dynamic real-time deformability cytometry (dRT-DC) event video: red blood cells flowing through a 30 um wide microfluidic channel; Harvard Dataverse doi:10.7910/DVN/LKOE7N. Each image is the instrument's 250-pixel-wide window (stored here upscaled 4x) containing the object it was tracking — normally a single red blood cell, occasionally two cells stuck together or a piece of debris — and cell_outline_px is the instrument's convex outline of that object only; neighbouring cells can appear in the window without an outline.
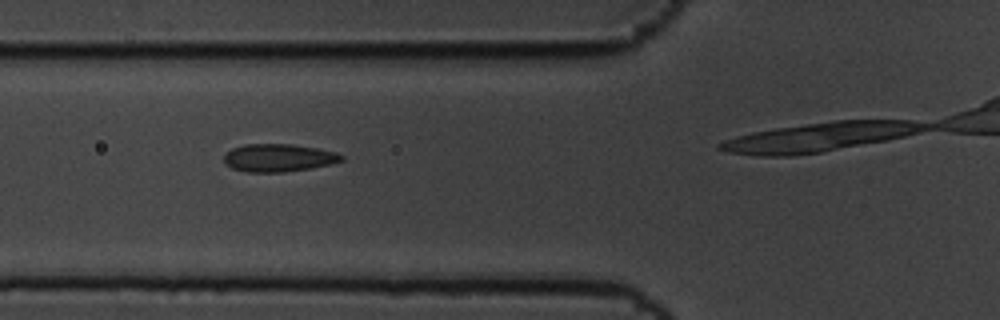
{"species": "common noctule bat (a hibernating species)", "species_latin": "Nyctalus noctula", "temperature_condition": "cold", "stored_images_in_passage": 11, "camera_frame_rate_fps": 3000, "um_per_image_px": 0.085, "animal": {"sex": "male", "body_mass_g": 19.5, "forearm_length_mm": 54.6}, "frame": {"image": 1, "passage_image": 5, "time_ms": 1.333, "image_size_px": [1000, 320], "cell_outline_px": [[344, 160], [332, 164], [312, 168], [284, 172], [248, 172], [232, 168], [224, 164], [224, 156], [232, 148], [244, 144], [292, 144], [316, 148], [336, 152], [344, 156]], "centroid_in_image_um": [23.69, 13.42], "position_along_channel_um": 102.1, "area_um2": 19.13}}
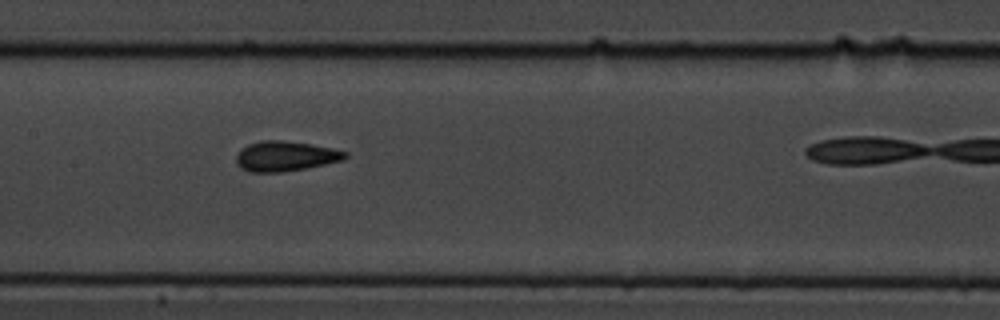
{"frame": {"image": 2, "passage_image": 7, "time_ms": 2.0, "image_size_px": [1000, 320], "cell_outline_px": [[348, 156], [344, 160], [308, 168], [280, 172], [248, 172], [240, 168], [236, 164], [236, 152], [240, 148], [248, 144], [260, 140], [280, 140], [312, 144], [332, 148], [348, 152]], "centroid_in_image_um": [24.23, 13.27], "position_along_channel_um": 183.2, "area_um2": 19.42}}